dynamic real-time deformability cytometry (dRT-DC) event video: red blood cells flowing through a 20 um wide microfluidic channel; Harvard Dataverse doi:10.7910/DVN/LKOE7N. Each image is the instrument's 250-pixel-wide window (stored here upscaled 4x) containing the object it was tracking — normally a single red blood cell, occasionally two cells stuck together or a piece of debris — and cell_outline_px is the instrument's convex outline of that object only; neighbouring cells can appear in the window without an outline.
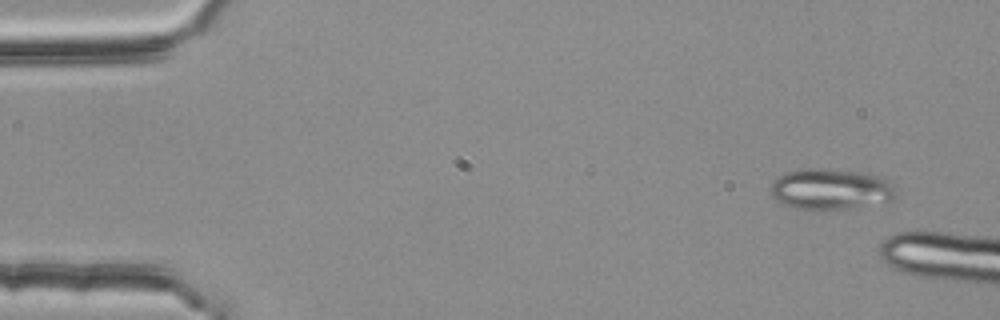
{"species": "common noctule bat (a hibernating species)", "species_latin": "Nyctalus noctula", "temperature_condition": "room temperature", "stored_images_in_passage": 3, "camera_frame_rate_fps": 3000, "um_per_image_px": 0.085, "animal": {"sex": "female", "body_mass_g": 25.1}, "frame": {"image": 1, "passage_image": 1, "time_ms": 0.0, "image_size_px": [1000, 320], "cell_outline_px": [[896, 196], [892, 200], [852, 208], [796, 208], [780, 204], [772, 196], [772, 184], [776, 176], [784, 172], [808, 168], [816, 168], [864, 172], [884, 176], [892, 180], [896, 192]], "centroid_in_image_um": [70.65, 16.05], "position_along_channel_um": 14.3, "area_um2": 30.0}}